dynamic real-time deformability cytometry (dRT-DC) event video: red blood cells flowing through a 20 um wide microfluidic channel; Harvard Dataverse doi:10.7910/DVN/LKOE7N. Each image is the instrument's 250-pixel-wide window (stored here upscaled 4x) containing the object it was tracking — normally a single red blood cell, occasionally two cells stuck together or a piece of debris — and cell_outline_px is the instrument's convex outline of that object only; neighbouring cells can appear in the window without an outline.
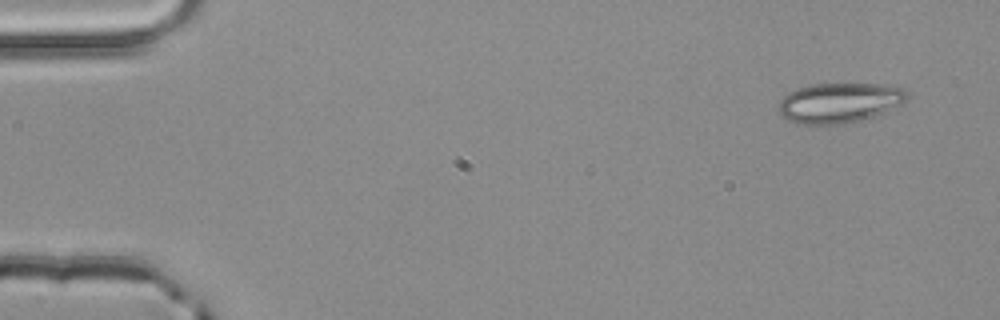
{"species": "common noctule bat (a hibernating species)", "species_latin": "Nyctalus noctula", "temperature_condition": "room temperature", "stored_images_in_passage": 5, "camera_frame_rate_fps": 3000, "um_per_image_px": 0.085, "animal": {"sex": "male", "body_mass_g": 20.4}, "frame": {"image": 1, "passage_image": 1, "time_ms": 0.0, "image_size_px": [1000, 320], "cell_outline_px": [[908, 100], [904, 104], [888, 112], [860, 120], [836, 124], [800, 124], [788, 120], [776, 112], [776, 104], [788, 92], [812, 84], [884, 84], [904, 88], [908, 92]], "centroid_in_image_um": [71.37, 8.73], "position_along_channel_um": 13.6, "area_um2": 30.46}}
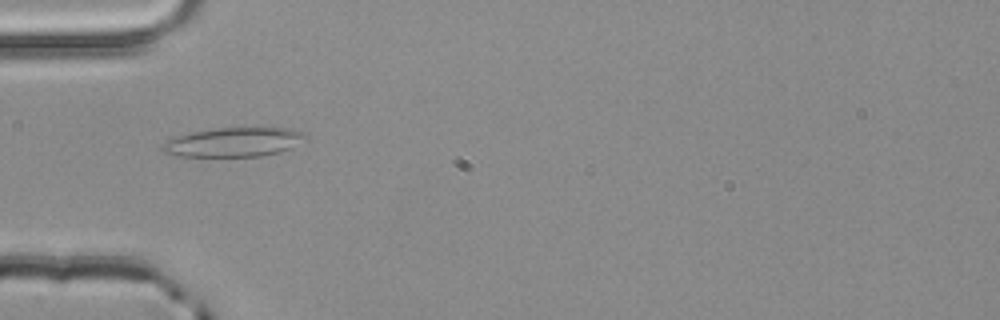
{"frame": {"image": 2, "passage_image": 4, "time_ms": 1.0, "image_size_px": [1000, 320], "cell_outline_px": [[308, 136], [292, 148], [280, 152], [260, 156], [180, 156], [164, 152], [160, 148], [168, 140], [192, 132], [212, 128], [288, 128], [304, 132]], "centroid_in_image_um": [19.91, 12.08], "position_along_channel_um": 65.1, "area_um2": 24.1}}
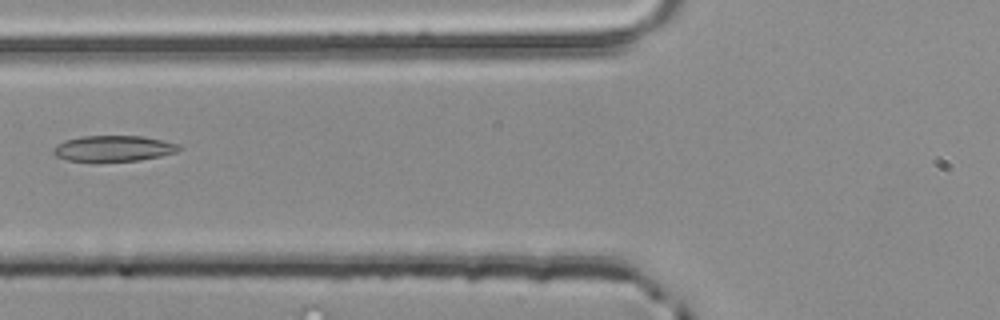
{"frame": {"image": 3, "passage_image": 5, "time_ms": 1.333, "image_size_px": [1000, 320], "cell_outline_px": [[184, 148], [176, 152], [160, 156], [140, 160], [68, 160], [56, 156], [52, 152], [52, 148], [56, 144], [64, 140], [80, 136], [144, 136], [180, 144]], "centroid_in_image_um": [9.66, 12.59], "position_along_channel_um": 116.1, "area_um2": 18.79}}